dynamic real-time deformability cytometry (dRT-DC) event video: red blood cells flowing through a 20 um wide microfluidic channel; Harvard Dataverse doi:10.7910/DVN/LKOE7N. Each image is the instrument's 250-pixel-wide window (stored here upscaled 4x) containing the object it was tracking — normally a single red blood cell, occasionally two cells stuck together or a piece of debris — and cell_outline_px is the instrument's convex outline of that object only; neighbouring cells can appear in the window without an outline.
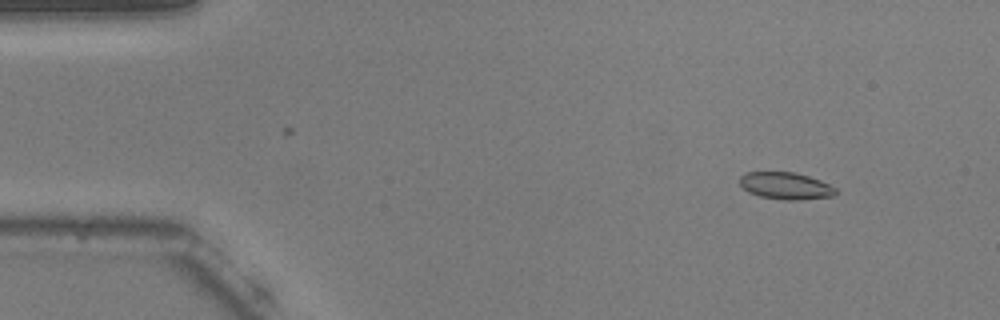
{"species": "common noctule bat (a hibernating species)", "species_latin": "Nyctalus noctula", "temperature_condition": "warm", "stored_images_in_passage": 53, "camera_frame_rate_fps": 3000, "um_per_image_px": 0.085, "animal": {"sex": "male", "body_mass_g": 20.5, "forearm_length_mm": 52.5}, "frame": {"image": 1, "passage_image": 5, "time_ms": 1.333, "image_size_px": [1000, 320], "cell_outline_px": [[836, 196], [800, 200], [784, 200], [760, 196], [748, 192], [740, 184], [740, 176], [748, 172], [796, 172], [820, 180], [836, 188]], "centroid_in_image_um": [66.81, 15.8], "position_along_channel_um": 18.2, "area_um2": 15.14}}
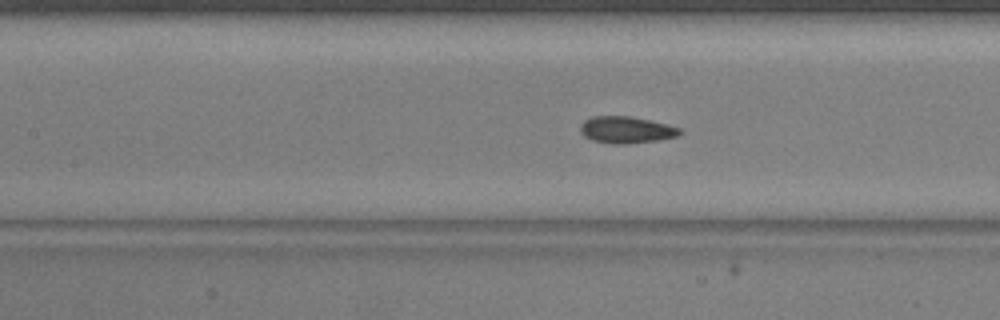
{"frame": {"image": 2, "passage_image": 23, "time_ms": 7.333, "image_size_px": [1000, 320], "cell_outline_px": [[684, 132], [676, 136], [656, 140], [628, 144], [612, 144], [592, 140], [584, 136], [580, 132], [580, 124], [584, 120], [592, 116], [632, 116], [668, 124], [680, 128]], "centroid_in_image_um": [53.22, 11.03], "position_along_channel_um": 154.2, "area_um2": 15.66}}
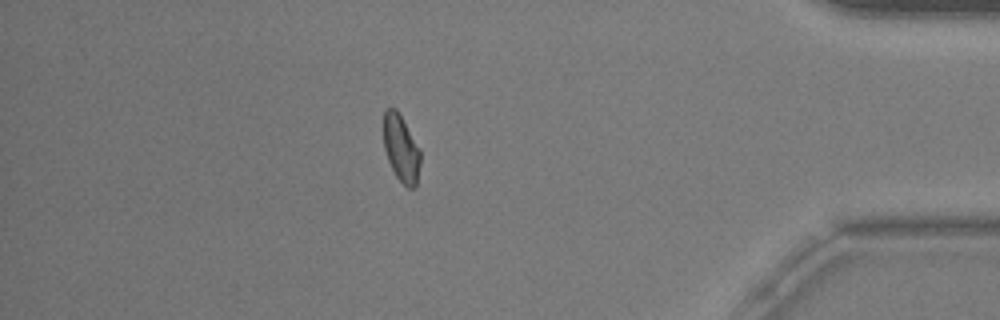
{"frame": {"image": 3, "passage_image": 46, "time_ms": 15.0, "image_size_px": [1000, 320], "cell_outline_px": [[420, 164], [416, 188], [408, 188], [396, 176], [388, 160], [384, 148], [384, 112], [388, 108], [396, 108], [420, 148]], "centroid_in_image_um": [34.11, 12.63], "position_along_channel_um": 401.1, "area_um2": 14.28}, "authors_computed_cell_mechanics": {"area_um2": 15.3748, "velocity_mm_per_s": 3.7554, "shape_relaxation_time_tau1_ms": 5.5455, "shape_relaxation_time_tau2_ms": 1.6307, "deformation_change_tau1": 0.1294, "deformation_change_tau2": 0.0548}}